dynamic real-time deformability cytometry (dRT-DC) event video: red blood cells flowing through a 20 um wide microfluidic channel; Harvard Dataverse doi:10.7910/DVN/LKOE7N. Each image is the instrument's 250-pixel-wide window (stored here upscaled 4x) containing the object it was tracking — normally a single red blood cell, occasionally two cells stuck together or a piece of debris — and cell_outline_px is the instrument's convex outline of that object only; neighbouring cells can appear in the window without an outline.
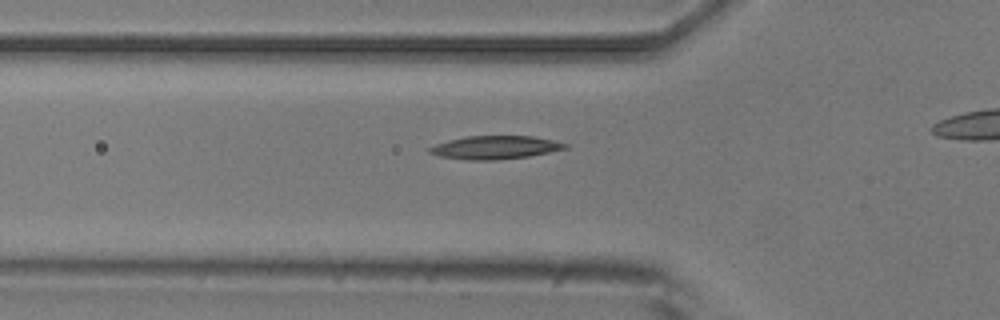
{"species": "common noctule bat (a hibernating species)", "species_latin": "Nyctalus noctula", "temperature_condition": "room temperature", "stored_images_in_passage": 6, "segment_of_instrument_passage": [1, 2], "camera_frame_rate_fps": 3000, "um_per_image_px": 0.085, "animal": {"sex": "male", "body_mass_g": 20.5, "forearm_length_mm": 52.5}, "frame": {"image": 1, "passage_image": 5, "time_ms": 5.333, "image_size_px": [1000, 320], "cell_outline_px": [[568, 148], [528, 156], [496, 160], [468, 160], [440, 156], [428, 152], [428, 148], [436, 144], [448, 140], [468, 136], [532, 136], [552, 140], [568, 144]], "centroid_in_image_um": [42.07, 12.53], "position_along_channel_um": 83.7, "area_um2": 18.21}}